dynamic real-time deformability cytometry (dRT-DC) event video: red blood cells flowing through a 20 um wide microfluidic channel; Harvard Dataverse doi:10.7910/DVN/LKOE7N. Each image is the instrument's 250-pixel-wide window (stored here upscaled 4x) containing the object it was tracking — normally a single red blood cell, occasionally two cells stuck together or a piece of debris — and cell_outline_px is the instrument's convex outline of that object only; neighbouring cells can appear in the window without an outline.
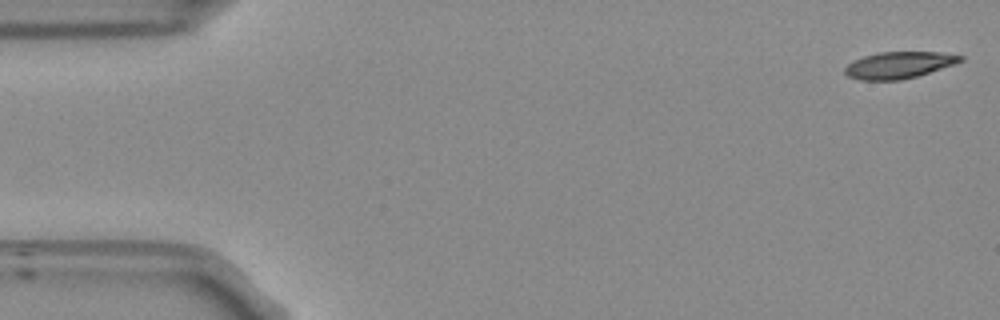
{"species": "Egyptian fruit bat (a non-hibernating species)", "species_latin": "Rousettus aegyptiacus", "temperature_condition": "room temperature", "stored_images_in_passage": 52, "camera_frame_rate_fps": 3000, "um_per_image_px": 0.085, "frame": {"image": 1, "passage_image": 1, "time_ms": 0.0, "image_size_px": [1000, 320], "cell_outline_px": [[964, 60], [916, 76], [900, 80], [860, 80], [848, 76], [844, 72], [844, 68], [852, 60], [864, 56], [880, 52], [940, 52], [964, 56]], "centroid_in_image_um": [76.36, 5.52], "position_along_channel_um": 8.6, "area_um2": 17.74}}
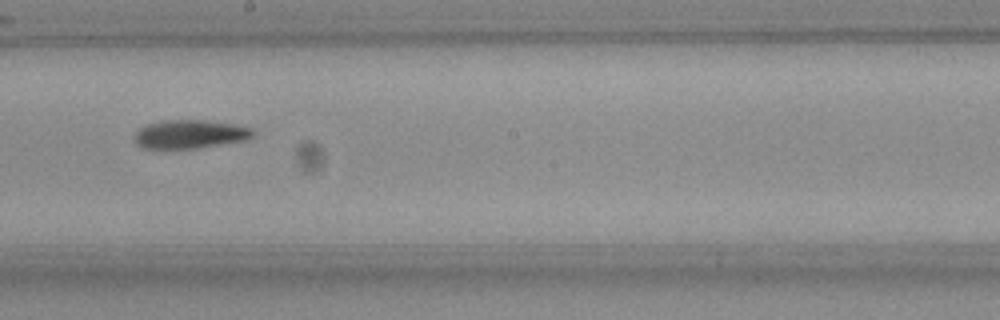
{"frame": {"image": 2, "passage_image": 29, "time_ms": 9.333, "image_size_px": [1000, 320], "cell_outline_px": [[256, 132], [252, 136], [244, 140], [196, 148], [144, 148], [136, 144], [136, 132], [144, 124], [160, 120], [204, 120], [232, 124], [252, 128]], "centroid_in_image_um": [16.13, 11.39], "position_along_channel_um": 232.1, "area_um2": 19.54}}
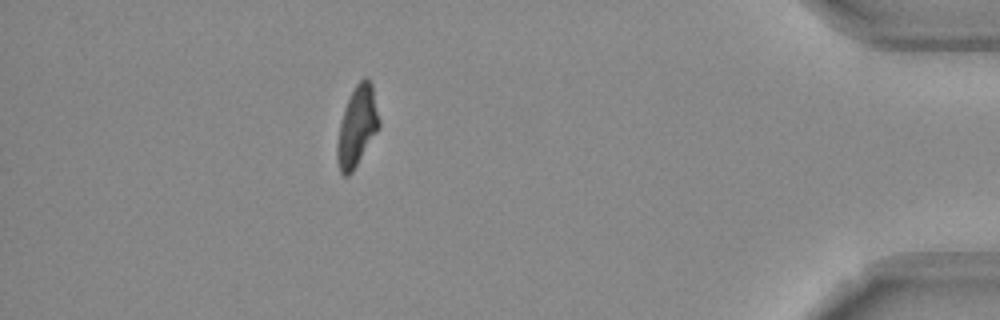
{"frame": {"image": 3, "passage_image": 47, "time_ms": 15.333, "image_size_px": [1000, 320], "cell_outline_px": [[380, 128], [352, 172], [348, 176], [344, 176], [340, 172], [336, 160], [336, 148], [340, 124], [344, 108], [356, 84], [364, 76], [368, 76], [372, 84], [380, 120]], "centroid_in_image_um": [30.36, 10.74], "position_along_channel_um": 404.8, "area_um2": 19.65}, "authors_computed_cell_mechanics": {"area_um2": 19.7098, "velocity_mm_per_s": 3.7595, "shape_relaxation_time_tau1_ms": 8.9375, "shape_relaxation_time_tau2_ms": 7.0709, "deformation_change_tau1": 0.2432, "deformation_change_tau2": 0.1711}}